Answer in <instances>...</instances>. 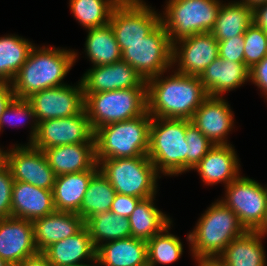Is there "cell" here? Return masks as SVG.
Segmentation results:
<instances>
[{
	"mask_svg": "<svg viewBox=\"0 0 267 266\" xmlns=\"http://www.w3.org/2000/svg\"><path fill=\"white\" fill-rule=\"evenodd\" d=\"M27 100L36 116L32 126L30 144L35 139L38 123L43 120L66 118L79 114L85 107L83 85L80 80L76 87L63 85L33 93Z\"/></svg>",
	"mask_w": 267,
	"mask_h": 266,
	"instance_id": "obj_10",
	"label": "cell"
},
{
	"mask_svg": "<svg viewBox=\"0 0 267 266\" xmlns=\"http://www.w3.org/2000/svg\"><path fill=\"white\" fill-rule=\"evenodd\" d=\"M165 79L161 74L147 83V111L151 117L191 120L208 97L199 76L174 72Z\"/></svg>",
	"mask_w": 267,
	"mask_h": 266,
	"instance_id": "obj_1",
	"label": "cell"
},
{
	"mask_svg": "<svg viewBox=\"0 0 267 266\" xmlns=\"http://www.w3.org/2000/svg\"><path fill=\"white\" fill-rule=\"evenodd\" d=\"M152 117L143 115L99 127L94 131L95 159L147 156Z\"/></svg>",
	"mask_w": 267,
	"mask_h": 266,
	"instance_id": "obj_3",
	"label": "cell"
},
{
	"mask_svg": "<svg viewBox=\"0 0 267 266\" xmlns=\"http://www.w3.org/2000/svg\"><path fill=\"white\" fill-rule=\"evenodd\" d=\"M237 155L230 144L214 145L195 166L203 182L213 185L219 182L226 186L239 177Z\"/></svg>",
	"mask_w": 267,
	"mask_h": 266,
	"instance_id": "obj_23",
	"label": "cell"
},
{
	"mask_svg": "<svg viewBox=\"0 0 267 266\" xmlns=\"http://www.w3.org/2000/svg\"><path fill=\"white\" fill-rule=\"evenodd\" d=\"M233 113L221 97L208 96L194 112L191 123L214 145L228 144L225 140L233 126Z\"/></svg>",
	"mask_w": 267,
	"mask_h": 266,
	"instance_id": "obj_18",
	"label": "cell"
},
{
	"mask_svg": "<svg viewBox=\"0 0 267 266\" xmlns=\"http://www.w3.org/2000/svg\"><path fill=\"white\" fill-rule=\"evenodd\" d=\"M177 43L181 44V48L176 46ZM217 57L218 41L210 32L195 34L172 45V64L178 62L180 66L177 72L181 74L200 76Z\"/></svg>",
	"mask_w": 267,
	"mask_h": 266,
	"instance_id": "obj_15",
	"label": "cell"
},
{
	"mask_svg": "<svg viewBox=\"0 0 267 266\" xmlns=\"http://www.w3.org/2000/svg\"><path fill=\"white\" fill-rule=\"evenodd\" d=\"M187 171L194 169L214 144L191 122L186 127Z\"/></svg>",
	"mask_w": 267,
	"mask_h": 266,
	"instance_id": "obj_37",
	"label": "cell"
},
{
	"mask_svg": "<svg viewBox=\"0 0 267 266\" xmlns=\"http://www.w3.org/2000/svg\"><path fill=\"white\" fill-rule=\"evenodd\" d=\"M219 57L224 60L244 62V35L218 41Z\"/></svg>",
	"mask_w": 267,
	"mask_h": 266,
	"instance_id": "obj_40",
	"label": "cell"
},
{
	"mask_svg": "<svg viewBox=\"0 0 267 266\" xmlns=\"http://www.w3.org/2000/svg\"><path fill=\"white\" fill-rule=\"evenodd\" d=\"M84 94L129 88H147L146 81L127 62L94 66L81 79Z\"/></svg>",
	"mask_w": 267,
	"mask_h": 266,
	"instance_id": "obj_16",
	"label": "cell"
},
{
	"mask_svg": "<svg viewBox=\"0 0 267 266\" xmlns=\"http://www.w3.org/2000/svg\"><path fill=\"white\" fill-rule=\"evenodd\" d=\"M98 170L56 176L53 187V201L56 211L78 213L89 181Z\"/></svg>",
	"mask_w": 267,
	"mask_h": 266,
	"instance_id": "obj_26",
	"label": "cell"
},
{
	"mask_svg": "<svg viewBox=\"0 0 267 266\" xmlns=\"http://www.w3.org/2000/svg\"><path fill=\"white\" fill-rule=\"evenodd\" d=\"M101 266H148L147 242L130 237L102 243L96 250Z\"/></svg>",
	"mask_w": 267,
	"mask_h": 266,
	"instance_id": "obj_25",
	"label": "cell"
},
{
	"mask_svg": "<svg viewBox=\"0 0 267 266\" xmlns=\"http://www.w3.org/2000/svg\"><path fill=\"white\" fill-rule=\"evenodd\" d=\"M17 266H52L48 261L47 256L43 252H37L36 254L27 257Z\"/></svg>",
	"mask_w": 267,
	"mask_h": 266,
	"instance_id": "obj_45",
	"label": "cell"
},
{
	"mask_svg": "<svg viewBox=\"0 0 267 266\" xmlns=\"http://www.w3.org/2000/svg\"><path fill=\"white\" fill-rule=\"evenodd\" d=\"M160 23L161 15L148 8L146 3L116 5L109 21L121 52L124 43L144 40Z\"/></svg>",
	"mask_w": 267,
	"mask_h": 266,
	"instance_id": "obj_13",
	"label": "cell"
},
{
	"mask_svg": "<svg viewBox=\"0 0 267 266\" xmlns=\"http://www.w3.org/2000/svg\"><path fill=\"white\" fill-rule=\"evenodd\" d=\"M96 250L89 230L84 226L75 235L51 244L43 253L52 266H68L83 264V259L97 264Z\"/></svg>",
	"mask_w": 267,
	"mask_h": 266,
	"instance_id": "obj_24",
	"label": "cell"
},
{
	"mask_svg": "<svg viewBox=\"0 0 267 266\" xmlns=\"http://www.w3.org/2000/svg\"><path fill=\"white\" fill-rule=\"evenodd\" d=\"M267 56V32L252 23L244 33V63L251 68Z\"/></svg>",
	"mask_w": 267,
	"mask_h": 266,
	"instance_id": "obj_36",
	"label": "cell"
},
{
	"mask_svg": "<svg viewBox=\"0 0 267 266\" xmlns=\"http://www.w3.org/2000/svg\"><path fill=\"white\" fill-rule=\"evenodd\" d=\"M85 226L96 249L103 241L106 242L127 239L131 237V227L128 218L119 216L112 211L98 213L90 217ZM103 240V241H102Z\"/></svg>",
	"mask_w": 267,
	"mask_h": 266,
	"instance_id": "obj_31",
	"label": "cell"
},
{
	"mask_svg": "<svg viewBox=\"0 0 267 266\" xmlns=\"http://www.w3.org/2000/svg\"><path fill=\"white\" fill-rule=\"evenodd\" d=\"M10 117H12L13 120H11ZM22 117H32V119L35 118L34 120L36 121V116L31 103L27 99L14 98L0 116V131L6 121L10 124L13 122L15 126V123L17 122L16 119Z\"/></svg>",
	"mask_w": 267,
	"mask_h": 266,
	"instance_id": "obj_39",
	"label": "cell"
},
{
	"mask_svg": "<svg viewBox=\"0 0 267 266\" xmlns=\"http://www.w3.org/2000/svg\"><path fill=\"white\" fill-rule=\"evenodd\" d=\"M14 179L8 165L0 162V219L11 216V200Z\"/></svg>",
	"mask_w": 267,
	"mask_h": 266,
	"instance_id": "obj_38",
	"label": "cell"
},
{
	"mask_svg": "<svg viewBox=\"0 0 267 266\" xmlns=\"http://www.w3.org/2000/svg\"><path fill=\"white\" fill-rule=\"evenodd\" d=\"M85 110L93 131L107 124L143 115L147 111V88H129L84 94Z\"/></svg>",
	"mask_w": 267,
	"mask_h": 266,
	"instance_id": "obj_6",
	"label": "cell"
},
{
	"mask_svg": "<svg viewBox=\"0 0 267 266\" xmlns=\"http://www.w3.org/2000/svg\"><path fill=\"white\" fill-rule=\"evenodd\" d=\"M247 230L238 216L221 201L215 202L188 234L194 257L219 256L225 248Z\"/></svg>",
	"mask_w": 267,
	"mask_h": 266,
	"instance_id": "obj_4",
	"label": "cell"
},
{
	"mask_svg": "<svg viewBox=\"0 0 267 266\" xmlns=\"http://www.w3.org/2000/svg\"><path fill=\"white\" fill-rule=\"evenodd\" d=\"M86 53L94 66L113 64L122 60V52L111 25L88 29Z\"/></svg>",
	"mask_w": 267,
	"mask_h": 266,
	"instance_id": "obj_30",
	"label": "cell"
},
{
	"mask_svg": "<svg viewBox=\"0 0 267 266\" xmlns=\"http://www.w3.org/2000/svg\"><path fill=\"white\" fill-rule=\"evenodd\" d=\"M240 2L246 4L247 6H250L251 8H254L259 4L267 3V0H242Z\"/></svg>",
	"mask_w": 267,
	"mask_h": 266,
	"instance_id": "obj_48",
	"label": "cell"
},
{
	"mask_svg": "<svg viewBox=\"0 0 267 266\" xmlns=\"http://www.w3.org/2000/svg\"><path fill=\"white\" fill-rule=\"evenodd\" d=\"M36 48H32L11 82L15 98L27 99L33 93L65 85L61 81L75 63L77 54L74 51Z\"/></svg>",
	"mask_w": 267,
	"mask_h": 266,
	"instance_id": "obj_2",
	"label": "cell"
},
{
	"mask_svg": "<svg viewBox=\"0 0 267 266\" xmlns=\"http://www.w3.org/2000/svg\"><path fill=\"white\" fill-rule=\"evenodd\" d=\"M0 266H11L7 261L0 258Z\"/></svg>",
	"mask_w": 267,
	"mask_h": 266,
	"instance_id": "obj_50",
	"label": "cell"
},
{
	"mask_svg": "<svg viewBox=\"0 0 267 266\" xmlns=\"http://www.w3.org/2000/svg\"><path fill=\"white\" fill-rule=\"evenodd\" d=\"M262 235L246 231L235 238L219 255L229 266H266Z\"/></svg>",
	"mask_w": 267,
	"mask_h": 266,
	"instance_id": "obj_27",
	"label": "cell"
},
{
	"mask_svg": "<svg viewBox=\"0 0 267 266\" xmlns=\"http://www.w3.org/2000/svg\"><path fill=\"white\" fill-rule=\"evenodd\" d=\"M3 160V151L0 149V162Z\"/></svg>",
	"mask_w": 267,
	"mask_h": 266,
	"instance_id": "obj_52",
	"label": "cell"
},
{
	"mask_svg": "<svg viewBox=\"0 0 267 266\" xmlns=\"http://www.w3.org/2000/svg\"><path fill=\"white\" fill-rule=\"evenodd\" d=\"M196 260L198 266H229L220 256H204Z\"/></svg>",
	"mask_w": 267,
	"mask_h": 266,
	"instance_id": "obj_46",
	"label": "cell"
},
{
	"mask_svg": "<svg viewBox=\"0 0 267 266\" xmlns=\"http://www.w3.org/2000/svg\"><path fill=\"white\" fill-rule=\"evenodd\" d=\"M249 79L267 95V56L250 68Z\"/></svg>",
	"mask_w": 267,
	"mask_h": 266,
	"instance_id": "obj_42",
	"label": "cell"
},
{
	"mask_svg": "<svg viewBox=\"0 0 267 266\" xmlns=\"http://www.w3.org/2000/svg\"><path fill=\"white\" fill-rule=\"evenodd\" d=\"M187 119L152 117L147 156L157 172L174 175L187 171ZM160 168V169H159Z\"/></svg>",
	"mask_w": 267,
	"mask_h": 266,
	"instance_id": "obj_5",
	"label": "cell"
},
{
	"mask_svg": "<svg viewBox=\"0 0 267 266\" xmlns=\"http://www.w3.org/2000/svg\"><path fill=\"white\" fill-rule=\"evenodd\" d=\"M226 199L220 200L239 218L247 231H255L267 209V187L248 177H238L226 187Z\"/></svg>",
	"mask_w": 267,
	"mask_h": 266,
	"instance_id": "obj_11",
	"label": "cell"
},
{
	"mask_svg": "<svg viewBox=\"0 0 267 266\" xmlns=\"http://www.w3.org/2000/svg\"><path fill=\"white\" fill-rule=\"evenodd\" d=\"M250 68L244 62L217 57L199 76L208 96L220 97L249 80Z\"/></svg>",
	"mask_w": 267,
	"mask_h": 266,
	"instance_id": "obj_21",
	"label": "cell"
},
{
	"mask_svg": "<svg viewBox=\"0 0 267 266\" xmlns=\"http://www.w3.org/2000/svg\"><path fill=\"white\" fill-rule=\"evenodd\" d=\"M55 211L52 190L14 181L11 216L33 222Z\"/></svg>",
	"mask_w": 267,
	"mask_h": 266,
	"instance_id": "obj_19",
	"label": "cell"
},
{
	"mask_svg": "<svg viewBox=\"0 0 267 266\" xmlns=\"http://www.w3.org/2000/svg\"><path fill=\"white\" fill-rule=\"evenodd\" d=\"M253 23V8L242 2L222 4L211 34L217 41L228 40L238 35H244Z\"/></svg>",
	"mask_w": 267,
	"mask_h": 266,
	"instance_id": "obj_28",
	"label": "cell"
},
{
	"mask_svg": "<svg viewBox=\"0 0 267 266\" xmlns=\"http://www.w3.org/2000/svg\"><path fill=\"white\" fill-rule=\"evenodd\" d=\"M38 251L34 244L33 223L13 216L0 219V258L11 266Z\"/></svg>",
	"mask_w": 267,
	"mask_h": 266,
	"instance_id": "obj_17",
	"label": "cell"
},
{
	"mask_svg": "<svg viewBox=\"0 0 267 266\" xmlns=\"http://www.w3.org/2000/svg\"><path fill=\"white\" fill-rule=\"evenodd\" d=\"M98 169L118 194L146 199L156 193L158 173L148 156L96 159ZM99 164L101 166H99Z\"/></svg>",
	"mask_w": 267,
	"mask_h": 266,
	"instance_id": "obj_7",
	"label": "cell"
},
{
	"mask_svg": "<svg viewBox=\"0 0 267 266\" xmlns=\"http://www.w3.org/2000/svg\"><path fill=\"white\" fill-rule=\"evenodd\" d=\"M140 200L141 198L138 197L116 193L110 211L119 216L128 218Z\"/></svg>",
	"mask_w": 267,
	"mask_h": 266,
	"instance_id": "obj_41",
	"label": "cell"
},
{
	"mask_svg": "<svg viewBox=\"0 0 267 266\" xmlns=\"http://www.w3.org/2000/svg\"><path fill=\"white\" fill-rule=\"evenodd\" d=\"M167 3L161 23L172 45L195 34L211 32L222 4L219 0H169Z\"/></svg>",
	"mask_w": 267,
	"mask_h": 266,
	"instance_id": "obj_8",
	"label": "cell"
},
{
	"mask_svg": "<svg viewBox=\"0 0 267 266\" xmlns=\"http://www.w3.org/2000/svg\"><path fill=\"white\" fill-rule=\"evenodd\" d=\"M3 161L8 165L14 181L53 190L56 175L44 151L31 144L16 146L9 152H3Z\"/></svg>",
	"mask_w": 267,
	"mask_h": 266,
	"instance_id": "obj_14",
	"label": "cell"
},
{
	"mask_svg": "<svg viewBox=\"0 0 267 266\" xmlns=\"http://www.w3.org/2000/svg\"><path fill=\"white\" fill-rule=\"evenodd\" d=\"M34 47L16 36L0 37V81L12 82Z\"/></svg>",
	"mask_w": 267,
	"mask_h": 266,
	"instance_id": "obj_33",
	"label": "cell"
},
{
	"mask_svg": "<svg viewBox=\"0 0 267 266\" xmlns=\"http://www.w3.org/2000/svg\"><path fill=\"white\" fill-rule=\"evenodd\" d=\"M116 5H126V4H142V0H113Z\"/></svg>",
	"mask_w": 267,
	"mask_h": 266,
	"instance_id": "obj_49",
	"label": "cell"
},
{
	"mask_svg": "<svg viewBox=\"0 0 267 266\" xmlns=\"http://www.w3.org/2000/svg\"><path fill=\"white\" fill-rule=\"evenodd\" d=\"M68 266H96V265H90V264H76V265H68Z\"/></svg>",
	"mask_w": 267,
	"mask_h": 266,
	"instance_id": "obj_51",
	"label": "cell"
},
{
	"mask_svg": "<svg viewBox=\"0 0 267 266\" xmlns=\"http://www.w3.org/2000/svg\"><path fill=\"white\" fill-rule=\"evenodd\" d=\"M122 60L148 81L166 72L172 64V44L160 23L148 36L136 43H124Z\"/></svg>",
	"mask_w": 267,
	"mask_h": 266,
	"instance_id": "obj_9",
	"label": "cell"
},
{
	"mask_svg": "<svg viewBox=\"0 0 267 266\" xmlns=\"http://www.w3.org/2000/svg\"><path fill=\"white\" fill-rule=\"evenodd\" d=\"M116 191L108 179L98 170L89 181L84 199L77 213L85 222L95 214L110 211Z\"/></svg>",
	"mask_w": 267,
	"mask_h": 266,
	"instance_id": "obj_32",
	"label": "cell"
},
{
	"mask_svg": "<svg viewBox=\"0 0 267 266\" xmlns=\"http://www.w3.org/2000/svg\"><path fill=\"white\" fill-rule=\"evenodd\" d=\"M116 4L113 0H70V9L86 29L106 25Z\"/></svg>",
	"mask_w": 267,
	"mask_h": 266,
	"instance_id": "obj_34",
	"label": "cell"
},
{
	"mask_svg": "<svg viewBox=\"0 0 267 266\" xmlns=\"http://www.w3.org/2000/svg\"><path fill=\"white\" fill-rule=\"evenodd\" d=\"M5 81H0V116L3 114L5 108L15 98L12 84Z\"/></svg>",
	"mask_w": 267,
	"mask_h": 266,
	"instance_id": "obj_43",
	"label": "cell"
},
{
	"mask_svg": "<svg viewBox=\"0 0 267 266\" xmlns=\"http://www.w3.org/2000/svg\"><path fill=\"white\" fill-rule=\"evenodd\" d=\"M56 176L99 170L95 159V144H67L44 150Z\"/></svg>",
	"mask_w": 267,
	"mask_h": 266,
	"instance_id": "obj_22",
	"label": "cell"
},
{
	"mask_svg": "<svg viewBox=\"0 0 267 266\" xmlns=\"http://www.w3.org/2000/svg\"><path fill=\"white\" fill-rule=\"evenodd\" d=\"M170 226L171 224L164 231L146 241L148 266H155L158 263L171 264L181 257L182 243L177 236L168 233Z\"/></svg>",
	"mask_w": 267,
	"mask_h": 266,
	"instance_id": "obj_35",
	"label": "cell"
},
{
	"mask_svg": "<svg viewBox=\"0 0 267 266\" xmlns=\"http://www.w3.org/2000/svg\"><path fill=\"white\" fill-rule=\"evenodd\" d=\"M154 196L141 199L128 217L131 237L148 241L171 224L170 218L153 205Z\"/></svg>",
	"mask_w": 267,
	"mask_h": 266,
	"instance_id": "obj_29",
	"label": "cell"
},
{
	"mask_svg": "<svg viewBox=\"0 0 267 266\" xmlns=\"http://www.w3.org/2000/svg\"><path fill=\"white\" fill-rule=\"evenodd\" d=\"M67 144H95L85 108L71 117L43 120L38 123L31 145L44 151L47 148Z\"/></svg>",
	"mask_w": 267,
	"mask_h": 266,
	"instance_id": "obj_12",
	"label": "cell"
},
{
	"mask_svg": "<svg viewBox=\"0 0 267 266\" xmlns=\"http://www.w3.org/2000/svg\"><path fill=\"white\" fill-rule=\"evenodd\" d=\"M33 223L34 244L38 252H43L51 244L78 233L85 221L75 212L55 211Z\"/></svg>",
	"mask_w": 267,
	"mask_h": 266,
	"instance_id": "obj_20",
	"label": "cell"
},
{
	"mask_svg": "<svg viewBox=\"0 0 267 266\" xmlns=\"http://www.w3.org/2000/svg\"><path fill=\"white\" fill-rule=\"evenodd\" d=\"M253 23L267 32V3L253 8Z\"/></svg>",
	"mask_w": 267,
	"mask_h": 266,
	"instance_id": "obj_44",
	"label": "cell"
},
{
	"mask_svg": "<svg viewBox=\"0 0 267 266\" xmlns=\"http://www.w3.org/2000/svg\"><path fill=\"white\" fill-rule=\"evenodd\" d=\"M255 231L258 232L262 236H264L265 233L267 234V209H266L261 225Z\"/></svg>",
	"mask_w": 267,
	"mask_h": 266,
	"instance_id": "obj_47",
	"label": "cell"
}]
</instances>
